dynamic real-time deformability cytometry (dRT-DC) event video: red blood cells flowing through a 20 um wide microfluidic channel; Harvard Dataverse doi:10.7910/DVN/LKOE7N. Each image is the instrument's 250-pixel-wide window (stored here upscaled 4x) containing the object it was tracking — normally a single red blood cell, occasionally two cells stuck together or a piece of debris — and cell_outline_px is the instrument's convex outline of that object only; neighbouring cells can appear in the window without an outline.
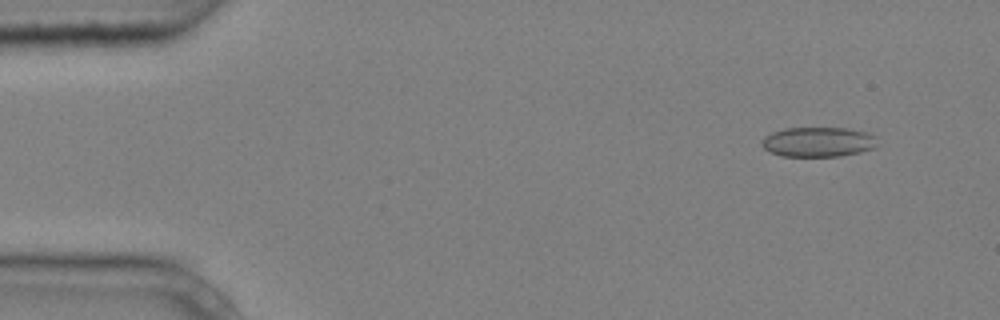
{"species": "common noctule bat (a hibernating species)", "species_latin": "Nyctalus noctula", "temperature_condition": "cold", "stored_images_in_passage": 4, "camera_frame_rate_fps": 3000, "um_per_image_px": 0.085, "animal": {"sex": "male", "body_mass_g": 20.4}, "frame": {"image": 1, "passage_image": 1, "time_ms": 0.0, "image_size_px": [1000, 320], "cell_outline_px": [[876, 136], [872, 148], [860, 152], [840, 156], [780, 156], [764, 148], [760, 144], [764, 136], [772, 132], [784, 128], [844, 128], [864, 132]], "centroid_in_image_um": [69.47, 12.06], "position_along_channel_um": 15.5, "area_um2": 19.83}}